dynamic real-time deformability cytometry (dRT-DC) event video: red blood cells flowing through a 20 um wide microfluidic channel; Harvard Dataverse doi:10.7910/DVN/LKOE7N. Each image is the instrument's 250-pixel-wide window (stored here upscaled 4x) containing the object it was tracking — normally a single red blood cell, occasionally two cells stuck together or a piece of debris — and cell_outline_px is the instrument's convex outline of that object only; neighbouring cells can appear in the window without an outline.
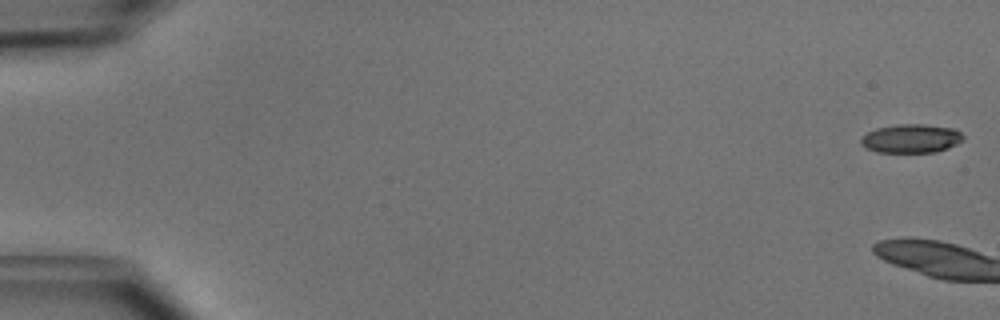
{"species": "common noctule bat (a hibernating species)", "species_latin": "Nyctalus noctula", "temperature_condition": "cold", "stored_images_in_passage": 7, "camera_frame_rate_fps": 3000, "um_per_image_px": 0.085, "animal": {"sex": "male", "body_mass_g": 15.6}, "frame": {"image": 1, "passage_image": 1, "time_ms": 0.0, "image_size_px": [1000, 320], "cell_outline_px": [[964, 140], [948, 148], [936, 152], [876, 152], [864, 148], [860, 144], [860, 140], [868, 132], [876, 128], [896, 124], [924, 124], [956, 128], [964, 136]], "centroid_in_image_um": [77.46, 11.77], "position_along_channel_um": 7.5, "area_um2": 17.34}}